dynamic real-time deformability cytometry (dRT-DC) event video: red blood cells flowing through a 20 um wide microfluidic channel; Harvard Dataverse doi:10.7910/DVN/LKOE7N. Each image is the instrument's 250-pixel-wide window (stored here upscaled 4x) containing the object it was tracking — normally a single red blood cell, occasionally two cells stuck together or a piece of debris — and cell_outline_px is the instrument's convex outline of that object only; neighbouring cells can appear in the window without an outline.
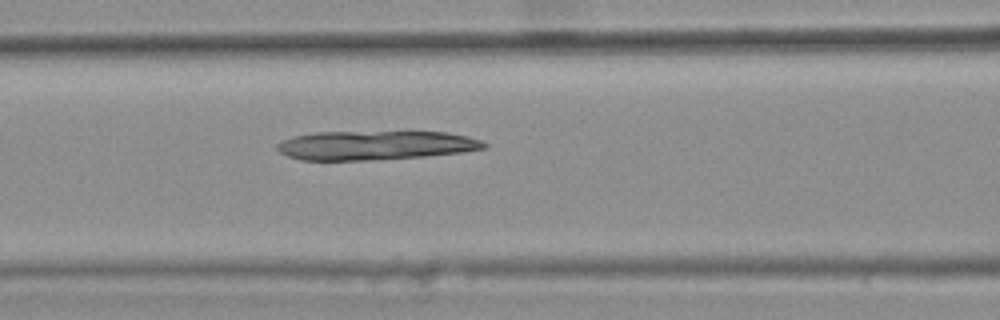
{"species": "common noctule bat (a hibernating species)", "species_latin": "Nyctalus noctula", "temperature_condition": "warm", "stored_images_in_passage": 34, "camera_frame_rate_fps": 3000, "um_per_image_px": 0.085, "animal": {"sex": "female", "body_mass_g": 25.1}, "frame": {"image": 1, "passage_image": 9, "time_ms": 2.667, "image_size_px": [1000, 320], "cell_outline_px": [[488, 148], [464, 152], [424, 156], [372, 160], [300, 160], [288, 156], [280, 152], [276, 148], [276, 144], [280, 140], [292, 136], [316, 132], [448, 132], [468, 136], [480, 140], [488, 144]], "centroid_in_image_um": [31.9, 12.35], "position_along_channel_um": 134.7, "area_um2": 35.32}}